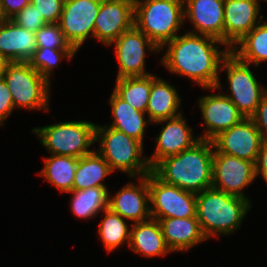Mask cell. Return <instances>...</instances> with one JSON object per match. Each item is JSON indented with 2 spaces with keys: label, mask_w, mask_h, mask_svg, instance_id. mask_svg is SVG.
<instances>
[{
  "label": "cell",
  "mask_w": 267,
  "mask_h": 267,
  "mask_svg": "<svg viewBox=\"0 0 267 267\" xmlns=\"http://www.w3.org/2000/svg\"><path fill=\"white\" fill-rule=\"evenodd\" d=\"M162 51L160 63L170 74L187 77L203 89L217 86L222 60L230 49L213 37L184 31L164 44Z\"/></svg>",
  "instance_id": "cell-1"
},
{
  "label": "cell",
  "mask_w": 267,
  "mask_h": 267,
  "mask_svg": "<svg viewBox=\"0 0 267 267\" xmlns=\"http://www.w3.org/2000/svg\"><path fill=\"white\" fill-rule=\"evenodd\" d=\"M213 155L212 141L200 139L181 153L160 160L152 172L167 184L197 194L212 188Z\"/></svg>",
  "instance_id": "cell-2"
},
{
  "label": "cell",
  "mask_w": 267,
  "mask_h": 267,
  "mask_svg": "<svg viewBox=\"0 0 267 267\" xmlns=\"http://www.w3.org/2000/svg\"><path fill=\"white\" fill-rule=\"evenodd\" d=\"M251 207V201L214 188L196 194V218L207 240L235 233Z\"/></svg>",
  "instance_id": "cell-3"
},
{
  "label": "cell",
  "mask_w": 267,
  "mask_h": 267,
  "mask_svg": "<svg viewBox=\"0 0 267 267\" xmlns=\"http://www.w3.org/2000/svg\"><path fill=\"white\" fill-rule=\"evenodd\" d=\"M95 142L99 143L96 151L106 160L111 170L126 174L130 181L152 171L144 154V145L137 139L107 125L96 124Z\"/></svg>",
  "instance_id": "cell-4"
},
{
  "label": "cell",
  "mask_w": 267,
  "mask_h": 267,
  "mask_svg": "<svg viewBox=\"0 0 267 267\" xmlns=\"http://www.w3.org/2000/svg\"><path fill=\"white\" fill-rule=\"evenodd\" d=\"M184 23L183 0H134V26L159 48L179 35Z\"/></svg>",
  "instance_id": "cell-5"
},
{
  "label": "cell",
  "mask_w": 267,
  "mask_h": 267,
  "mask_svg": "<svg viewBox=\"0 0 267 267\" xmlns=\"http://www.w3.org/2000/svg\"><path fill=\"white\" fill-rule=\"evenodd\" d=\"M95 129L96 123L75 120L34 127L31 131L50 155L80 158L94 151L90 147L96 143Z\"/></svg>",
  "instance_id": "cell-6"
},
{
  "label": "cell",
  "mask_w": 267,
  "mask_h": 267,
  "mask_svg": "<svg viewBox=\"0 0 267 267\" xmlns=\"http://www.w3.org/2000/svg\"><path fill=\"white\" fill-rule=\"evenodd\" d=\"M5 80L13 98L15 110H49L51 82L37 72L28 61H10Z\"/></svg>",
  "instance_id": "cell-7"
},
{
  "label": "cell",
  "mask_w": 267,
  "mask_h": 267,
  "mask_svg": "<svg viewBox=\"0 0 267 267\" xmlns=\"http://www.w3.org/2000/svg\"><path fill=\"white\" fill-rule=\"evenodd\" d=\"M250 66L231 51L220 66V73L226 71L229 88L224 95L236 105L244 118H251L255 114L261 97L267 92V87L258 82Z\"/></svg>",
  "instance_id": "cell-8"
},
{
  "label": "cell",
  "mask_w": 267,
  "mask_h": 267,
  "mask_svg": "<svg viewBox=\"0 0 267 267\" xmlns=\"http://www.w3.org/2000/svg\"><path fill=\"white\" fill-rule=\"evenodd\" d=\"M152 219L196 217V194L170 185L148 173Z\"/></svg>",
  "instance_id": "cell-9"
},
{
  "label": "cell",
  "mask_w": 267,
  "mask_h": 267,
  "mask_svg": "<svg viewBox=\"0 0 267 267\" xmlns=\"http://www.w3.org/2000/svg\"><path fill=\"white\" fill-rule=\"evenodd\" d=\"M113 45L119 64L116 79L152 74V72L146 71V55L148 52L160 53V48L142 31L133 26L123 32L109 47Z\"/></svg>",
  "instance_id": "cell-10"
},
{
  "label": "cell",
  "mask_w": 267,
  "mask_h": 267,
  "mask_svg": "<svg viewBox=\"0 0 267 267\" xmlns=\"http://www.w3.org/2000/svg\"><path fill=\"white\" fill-rule=\"evenodd\" d=\"M221 83L219 79L215 88H203V90H219L218 94H207L197 99L203 120L201 126L205 125L203 134H198L200 139L211 141L219 133L244 119L236 105L224 93H221L223 92Z\"/></svg>",
  "instance_id": "cell-11"
},
{
  "label": "cell",
  "mask_w": 267,
  "mask_h": 267,
  "mask_svg": "<svg viewBox=\"0 0 267 267\" xmlns=\"http://www.w3.org/2000/svg\"><path fill=\"white\" fill-rule=\"evenodd\" d=\"M256 177L255 163L224 153L214 152L212 188L251 201L244 193Z\"/></svg>",
  "instance_id": "cell-12"
},
{
  "label": "cell",
  "mask_w": 267,
  "mask_h": 267,
  "mask_svg": "<svg viewBox=\"0 0 267 267\" xmlns=\"http://www.w3.org/2000/svg\"><path fill=\"white\" fill-rule=\"evenodd\" d=\"M102 0H64L58 22L66 40L78 52L88 38H94V24Z\"/></svg>",
  "instance_id": "cell-13"
},
{
  "label": "cell",
  "mask_w": 267,
  "mask_h": 267,
  "mask_svg": "<svg viewBox=\"0 0 267 267\" xmlns=\"http://www.w3.org/2000/svg\"><path fill=\"white\" fill-rule=\"evenodd\" d=\"M214 152L224 153L256 163L262 136L251 118H244L212 140Z\"/></svg>",
  "instance_id": "cell-14"
},
{
  "label": "cell",
  "mask_w": 267,
  "mask_h": 267,
  "mask_svg": "<svg viewBox=\"0 0 267 267\" xmlns=\"http://www.w3.org/2000/svg\"><path fill=\"white\" fill-rule=\"evenodd\" d=\"M134 26V0H102L94 24V39L109 47Z\"/></svg>",
  "instance_id": "cell-15"
},
{
  "label": "cell",
  "mask_w": 267,
  "mask_h": 267,
  "mask_svg": "<svg viewBox=\"0 0 267 267\" xmlns=\"http://www.w3.org/2000/svg\"><path fill=\"white\" fill-rule=\"evenodd\" d=\"M135 181H129L123 185L115 194H110L108 208L120 215L122 218L131 221V224L144 222L151 219L150 194L148 187V174L138 177Z\"/></svg>",
  "instance_id": "cell-16"
},
{
  "label": "cell",
  "mask_w": 267,
  "mask_h": 267,
  "mask_svg": "<svg viewBox=\"0 0 267 267\" xmlns=\"http://www.w3.org/2000/svg\"><path fill=\"white\" fill-rule=\"evenodd\" d=\"M184 115L164 119L153 124H161L160 133L156 135L154 141L156 146L152 156H148V162L153 168L160 160L181 153L192 147L200 140L199 136L193 134V129L189 127Z\"/></svg>",
  "instance_id": "cell-17"
},
{
  "label": "cell",
  "mask_w": 267,
  "mask_h": 267,
  "mask_svg": "<svg viewBox=\"0 0 267 267\" xmlns=\"http://www.w3.org/2000/svg\"><path fill=\"white\" fill-rule=\"evenodd\" d=\"M261 2L262 0H224V44L229 49L265 18L261 13Z\"/></svg>",
  "instance_id": "cell-18"
},
{
  "label": "cell",
  "mask_w": 267,
  "mask_h": 267,
  "mask_svg": "<svg viewBox=\"0 0 267 267\" xmlns=\"http://www.w3.org/2000/svg\"><path fill=\"white\" fill-rule=\"evenodd\" d=\"M188 32L213 37L224 43V0H183ZM194 29V30H193Z\"/></svg>",
  "instance_id": "cell-19"
},
{
  "label": "cell",
  "mask_w": 267,
  "mask_h": 267,
  "mask_svg": "<svg viewBox=\"0 0 267 267\" xmlns=\"http://www.w3.org/2000/svg\"><path fill=\"white\" fill-rule=\"evenodd\" d=\"M37 50L36 33L11 19L0 20V53L9 61H30Z\"/></svg>",
  "instance_id": "cell-20"
},
{
  "label": "cell",
  "mask_w": 267,
  "mask_h": 267,
  "mask_svg": "<svg viewBox=\"0 0 267 267\" xmlns=\"http://www.w3.org/2000/svg\"><path fill=\"white\" fill-rule=\"evenodd\" d=\"M168 248L172 253L186 252L207 239L196 217L158 219Z\"/></svg>",
  "instance_id": "cell-21"
},
{
  "label": "cell",
  "mask_w": 267,
  "mask_h": 267,
  "mask_svg": "<svg viewBox=\"0 0 267 267\" xmlns=\"http://www.w3.org/2000/svg\"><path fill=\"white\" fill-rule=\"evenodd\" d=\"M181 101V96L174 85L152 73L151 91L146 109V117L152 123L181 115Z\"/></svg>",
  "instance_id": "cell-22"
},
{
  "label": "cell",
  "mask_w": 267,
  "mask_h": 267,
  "mask_svg": "<svg viewBox=\"0 0 267 267\" xmlns=\"http://www.w3.org/2000/svg\"><path fill=\"white\" fill-rule=\"evenodd\" d=\"M130 243L129 247L132 252L144 256V258L151 257H165L171 254L168 248L161 226L158 220L149 219L144 222H138L130 225Z\"/></svg>",
  "instance_id": "cell-23"
},
{
  "label": "cell",
  "mask_w": 267,
  "mask_h": 267,
  "mask_svg": "<svg viewBox=\"0 0 267 267\" xmlns=\"http://www.w3.org/2000/svg\"><path fill=\"white\" fill-rule=\"evenodd\" d=\"M109 104L111 107L112 122L107 126L143 143L146 127L152 124L148 118L146 119L145 116L147 114L133 108L114 91L110 95Z\"/></svg>",
  "instance_id": "cell-24"
},
{
  "label": "cell",
  "mask_w": 267,
  "mask_h": 267,
  "mask_svg": "<svg viewBox=\"0 0 267 267\" xmlns=\"http://www.w3.org/2000/svg\"><path fill=\"white\" fill-rule=\"evenodd\" d=\"M112 172L106 160L94 150L92 153L78 158L72 190L106 187L102 181Z\"/></svg>",
  "instance_id": "cell-25"
},
{
  "label": "cell",
  "mask_w": 267,
  "mask_h": 267,
  "mask_svg": "<svg viewBox=\"0 0 267 267\" xmlns=\"http://www.w3.org/2000/svg\"><path fill=\"white\" fill-rule=\"evenodd\" d=\"M44 166L38 175L54 186L60 193L72 191L78 158L50 155L44 158ZM40 173V174H39Z\"/></svg>",
  "instance_id": "cell-26"
},
{
  "label": "cell",
  "mask_w": 267,
  "mask_h": 267,
  "mask_svg": "<svg viewBox=\"0 0 267 267\" xmlns=\"http://www.w3.org/2000/svg\"><path fill=\"white\" fill-rule=\"evenodd\" d=\"M263 20L230 49L240 60L256 68L267 62V19Z\"/></svg>",
  "instance_id": "cell-27"
},
{
  "label": "cell",
  "mask_w": 267,
  "mask_h": 267,
  "mask_svg": "<svg viewBox=\"0 0 267 267\" xmlns=\"http://www.w3.org/2000/svg\"><path fill=\"white\" fill-rule=\"evenodd\" d=\"M109 191L108 187L72 190L69 192L72 195L69 204L71 212L80 220L98 217L100 212L108 208Z\"/></svg>",
  "instance_id": "cell-28"
},
{
  "label": "cell",
  "mask_w": 267,
  "mask_h": 267,
  "mask_svg": "<svg viewBox=\"0 0 267 267\" xmlns=\"http://www.w3.org/2000/svg\"><path fill=\"white\" fill-rule=\"evenodd\" d=\"M103 219L98 226V235L102 239L106 252L110 253L125 245L129 247L131 228L124 218L113 212L110 208L105 209L102 213ZM128 243V244H127Z\"/></svg>",
  "instance_id": "cell-29"
},
{
  "label": "cell",
  "mask_w": 267,
  "mask_h": 267,
  "mask_svg": "<svg viewBox=\"0 0 267 267\" xmlns=\"http://www.w3.org/2000/svg\"><path fill=\"white\" fill-rule=\"evenodd\" d=\"M152 74L116 79L113 91L133 108L145 112L148 106Z\"/></svg>",
  "instance_id": "cell-30"
},
{
  "label": "cell",
  "mask_w": 267,
  "mask_h": 267,
  "mask_svg": "<svg viewBox=\"0 0 267 267\" xmlns=\"http://www.w3.org/2000/svg\"><path fill=\"white\" fill-rule=\"evenodd\" d=\"M76 53L77 51L75 49L37 47V50L30 59L29 64L49 82H52V80H50L52 77V71L59 66V63L63 59L72 61Z\"/></svg>",
  "instance_id": "cell-31"
},
{
  "label": "cell",
  "mask_w": 267,
  "mask_h": 267,
  "mask_svg": "<svg viewBox=\"0 0 267 267\" xmlns=\"http://www.w3.org/2000/svg\"><path fill=\"white\" fill-rule=\"evenodd\" d=\"M37 47L74 49L66 40L58 23H48L36 32Z\"/></svg>",
  "instance_id": "cell-32"
},
{
  "label": "cell",
  "mask_w": 267,
  "mask_h": 267,
  "mask_svg": "<svg viewBox=\"0 0 267 267\" xmlns=\"http://www.w3.org/2000/svg\"><path fill=\"white\" fill-rule=\"evenodd\" d=\"M11 20L33 33H36L42 26L48 24L31 3L12 17Z\"/></svg>",
  "instance_id": "cell-33"
},
{
  "label": "cell",
  "mask_w": 267,
  "mask_h": 267,
  "mask_svg": "<svg viewBox=\"0 0 267 267\" xmlns=\"http://www.w3.org/2000/svg\"><path fill=\"white\" fill-rule=\"evenodd\" d=\"M47 23H58L64 0H30Z\"/></svg>",
  "instance_id": "cell-34"
},
{
  "label": "cell",
  "mask_w": 267,
  "mask_h": 267,
  "mask_svg": "<svg viewBox=\"0 0 267 267\" xmlns=\"http://www.w3.org/2000/svg\"><path fill=\"white\" fill-rule=\"evenodd\" d=\"M13 98L4 79H0V125L4 126L5 120L14 111Z\"/></svg>",
  "instance_id": "cell-35"
},
{
  "label": "cell",
  "mask_w": 267,
  "mask_h": 267,
  "mask_svg": "<svg viewBox=\"0 0 267 267\" xmlns=\"http://www.w3.org/2000/svg\"><path fill=\"white\" fill-rule=\"evenodd\" d=\"M262 139L267 141V92L261 97L255 114L251 117Z\"/></svg>",
  "instance_id": "cell-36"
},
{
  "label": "cell",
  "mask_w": 267,
  "mask_h": 267,
  "mask_svg": "<svg viewBox=\"0 0 267 267\" xmlns=\"http://www.w3.org/2000/svg\"><path fill=\"white\" fill-rule=\"evenodd\" d=\"M29 3L30 0H0L2 19H11Z\"/></svg>",
  "instance_id": "cell-37"
},
{
  "label": "cell",
  "mask_w": 267,
  "mask_h": 267,
  "mask_svg": "<svg viewBox=\"0 0 267 267\" xmlns=\"http://www.w3.org/2000/svg\"><path fill=\"white\" fill-rule=\"evenodd\" d=\"M255 168L256 177L258 178V176H260V178H263V181L267 184V141H262Z\"/></svg>",
  "instance_id": "cell-38"
},
{
  "label": "cell",
  "mask_w": 267,
  "mask_h": 267,
  "mask_svg": "<svg viewBox=\"0 0 267 267\" xmlns=\"http://www.w3.org/2000/svg\"><path fill=\"white\" fill-rule=\"evenodd\" d=\"M10 61L0 53V79H3L6 67Z\"/></svg>",
  "instance_id": "cell-39"
}]
</instances>
